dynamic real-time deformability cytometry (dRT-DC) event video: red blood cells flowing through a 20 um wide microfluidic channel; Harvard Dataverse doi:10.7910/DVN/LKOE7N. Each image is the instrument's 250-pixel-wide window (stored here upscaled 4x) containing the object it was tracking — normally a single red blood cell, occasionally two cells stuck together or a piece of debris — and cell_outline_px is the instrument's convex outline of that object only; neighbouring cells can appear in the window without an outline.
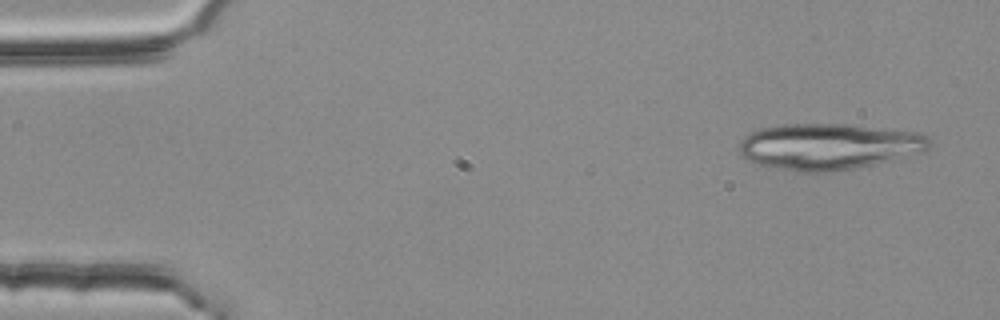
{"species": "common noctule bat (a hibernating species)", "species_latin": "Nyctalus noctula", "temperature_condition": "room temperature", "stored_images_in_passage": 3, "camera_frame_rate_fps": 3000, "um_per_image_px": 0.085, "animal": {"sex": "female", "body_mass_g": 25.1}, "frame": {"image": 1, "passage_image": 1, "time_ms": 0.0, "image_size_px": [1000, 320], "cell_outline_px": [[932, 144], [928, 148], [920, 152], [876, 164], [856, 168], [832, 172], [796, 172], [768, 168], [756, 164], [740, 156], [740, 140], [748, 132], [760, 128], [784, 124], [848, 124], [916, 132], [924, 136]], "centroid_in_image_um": [70.34, 12.46], "position_along_channel_um": 14.7, "area_um2": 51.56}}